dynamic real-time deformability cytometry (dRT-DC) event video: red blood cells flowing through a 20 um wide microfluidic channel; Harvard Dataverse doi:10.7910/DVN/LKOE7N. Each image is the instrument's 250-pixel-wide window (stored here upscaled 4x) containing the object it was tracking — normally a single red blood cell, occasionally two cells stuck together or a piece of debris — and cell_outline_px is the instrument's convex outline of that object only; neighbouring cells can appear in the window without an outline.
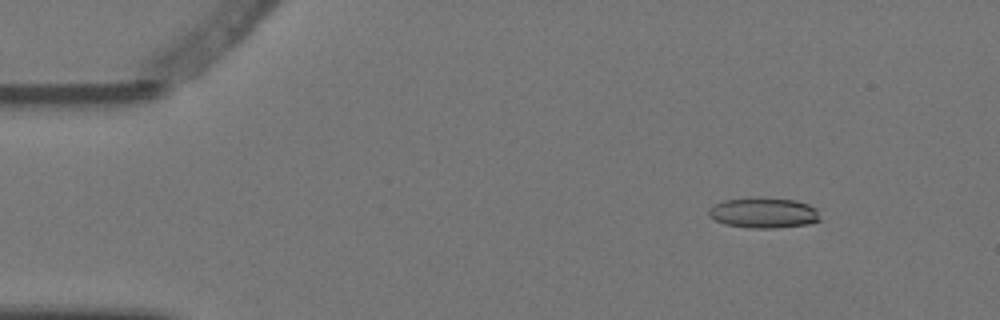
{"species": "Egyptian fruit bat (a non-hibernating species)", "species_latin": "Rousettus aegyptiacus", "temperature_condition": "warm", "stored_images_in_passage": 5, "camera_frame_rate_fps": 3000, "um_per_image_px": 0.085, "animal": {"sex": "female"}, "frame": {"image": 1, "passage_image": 1, "time_ms": 0.0, "image_size_px": [1000, 320], "cell_outline_px": [[820, 220], [808, 224], [776, 228], [748, 228], [724, 224], [708, 216], [708, 208], [724, 200], [760, 196], [796, 200], [808, 204], [816, 208]], "centroid_in_image_um": [64.89, 18.08], "position_along_channel_um": 20.1, "area_um2": 20.06}}
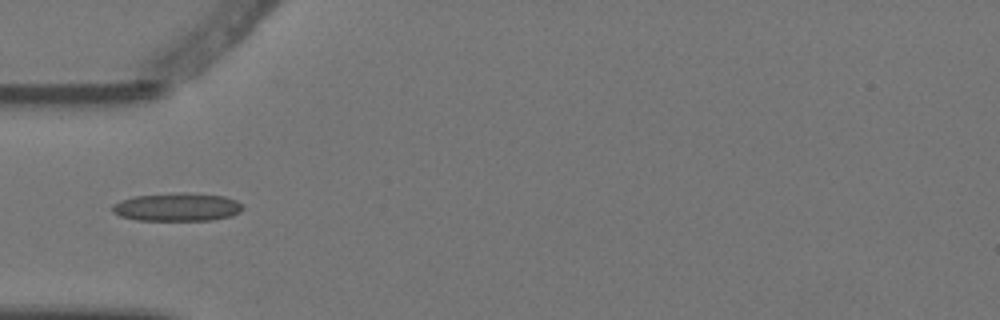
{"frame": {"image": 2, "passage_image": 4, "time_ms": 1.0, "image_size_px": [1000, 320], "cell_outline_px": [[244, 208], [240, 212], [232, 216], [212, 220], [136, 220], [120, 216], [112, 212], [112, 204], [120, 200], [136, 196], [176, 192], [184, 192], [224, 196], [236, 200], [244, 204]], "centroid_in_image_um": [15.08, 17.59], "position_along_channel_um": 69.9, "area_um2": 21.68}}
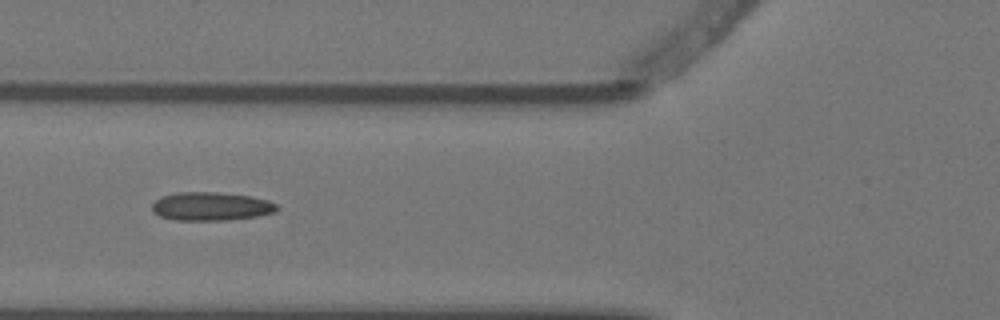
{"frame": {"image": 3, "passage_image": 5, "time_ms": 1.333, "image_size_px": [1000, 320], "cell_outline_px": [[280, 208], [276, 212], [260, 216], [228, 220], [176, 220], [160, 216], [152, 212], [152, 204], [160, 196], [176, 192], [216, 192], [252, 196], [268, 200], [276, 204]], "centroid_in_image_um": [17.96, 17.54], "position_along_channel_um": 107.8, "area_um2": 20.98}}